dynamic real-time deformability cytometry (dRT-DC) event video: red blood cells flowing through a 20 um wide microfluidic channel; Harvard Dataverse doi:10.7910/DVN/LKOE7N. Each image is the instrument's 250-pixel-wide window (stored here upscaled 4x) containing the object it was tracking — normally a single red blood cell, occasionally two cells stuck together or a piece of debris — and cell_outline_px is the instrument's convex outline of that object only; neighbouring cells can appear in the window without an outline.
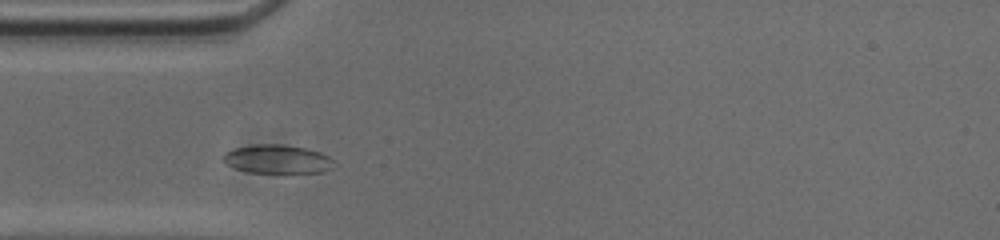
{"species": "common noctule bat (a hibernating species)", "species_latin": "Nyctalus noctula", "temperature_condition": "cold", "stored_images_in_passage": 34, "camera_frame_rate_fps": 3000, "um_per_image_px": 0.085, "animal": {"sex": "male", "body_mass_g": 20.0, "forearm_length_mm": 53.3}, "frame": {"image": 1, "passage_image": 6, "time_ms": 1.667, "image_size_px": [1000, 240], "cell_outline_px": [[332, 168], [324, 172], [248, 172], [232, 168], [224, 160], [224, 152], [232, 148], [252, 144], [280, 144], [308, 148], [320, 152], [328, 156], [332, 160]], "centroid_in_image_um": [23.54, 13.51], "position_along_channel_um": 61.5, "area_um2": 18.5}}
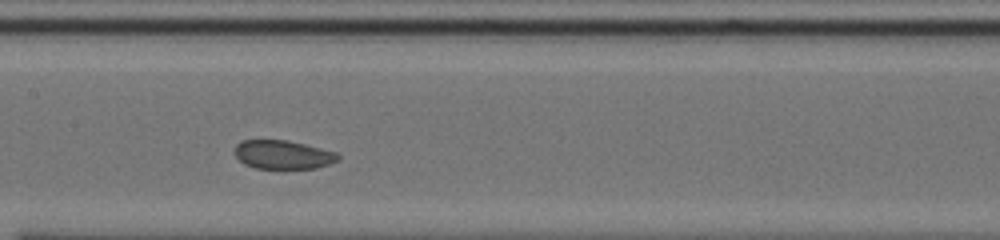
{"frame": {"image": 2, "passage_image": 16, "time_ms": 5.0, "image_size_px": [1000, 240], "cell_outline_px": [[340, 160], [316, 168], [256, 168], [244, 164], [236, 156], [236, 144], [240, 140], [288, 140], [336, 152], [340, 156]], "centroid_in_image_um": [24.06, 13.14], "position_along_channel_um": 183.3, "area_um2": 17.17}}
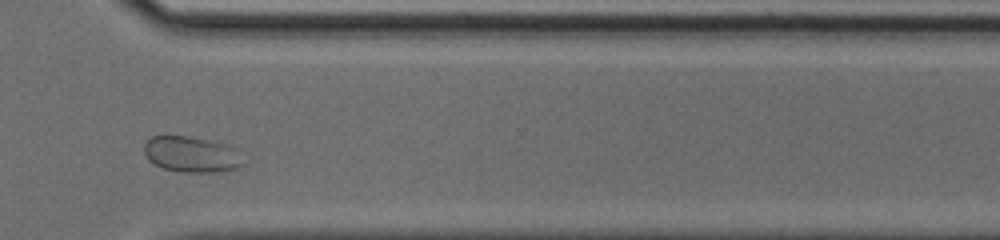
{"frame": {"image": 3, "passage_image": 30, "time_ms": 9.667, "image_size_px": [1000, 240], "cell_outline_px": [[244, 164], [240, 168], [216, 172], [180, 172], [164, 168], [148, 160], [144, 152], [144, 144], [152, 136], [188, 136], [216, 140], [232, 148]], "centroid_in_image_um": [16.25, 13.12], "position_along_channel_um": 354.3, "area_um2": 20.58}}